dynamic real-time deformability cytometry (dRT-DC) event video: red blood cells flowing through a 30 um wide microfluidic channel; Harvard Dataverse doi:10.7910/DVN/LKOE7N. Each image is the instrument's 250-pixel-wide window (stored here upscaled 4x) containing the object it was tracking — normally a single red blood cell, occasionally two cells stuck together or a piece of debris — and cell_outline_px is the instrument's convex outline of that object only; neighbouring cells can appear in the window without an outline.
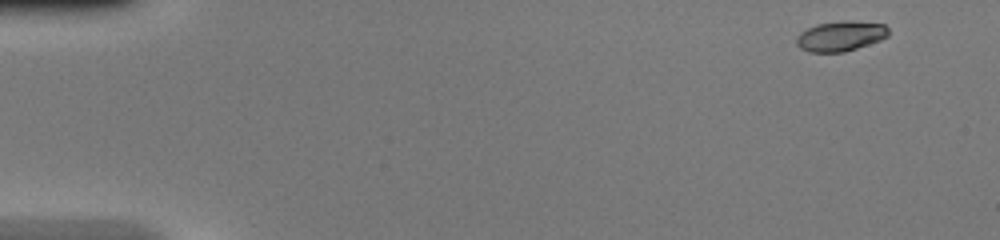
{"species": "common noctule bat (a hibernating species)", "species_latin": "Nyctalus noctula", "temperature_condition": "warm", "stored_images_in_passage": 37, "camera_frame_rate_fps": 3000, "um_per_image_px": 0.085, "animal": {"sex": "female", "body_mass_g": 20.0, "forearm_length_mm": 54.0}, "frame": {"image": 1, "passage_image": 1, "time_ms": 0.0, "image_size_px": [1000, 240], "cell_outline_px": [[888, 36], [880, 40], [844, 52], [808, 52], [800, 48], [796, 44], [796, 36], [800, 32], [816, 24], [844, 20], [852, 20], [884, 24], [888, 28]], "centroid_in_image_um": [71.43, 3.06], "position_along_channel_um": 13.6, "area_um2": 16.24}}
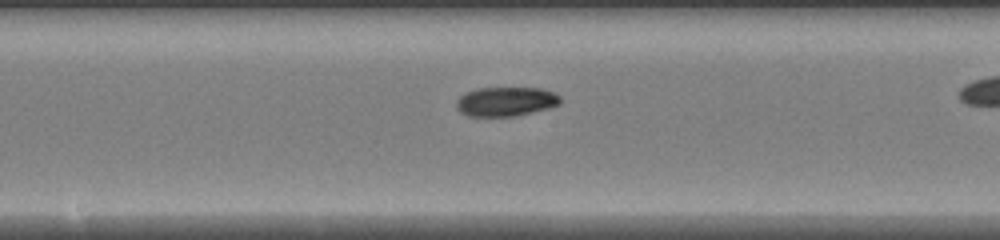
{"frame": {"image": 2, "passage_image": 24, "time_ms": 7.667, "image_size_px": [1000, 240], "cell_outline_px": [[560, 104], [548, 108], [516, 116], [468, 116], [460, 112], [456, 108], [456, 100], [460, 96], [476, 88], [544, 88], [560, 96]], "centroid_in_image_um": [42.98, 8.63], "position_along_channel_um": 205.2, "area_um2": 17.74}}
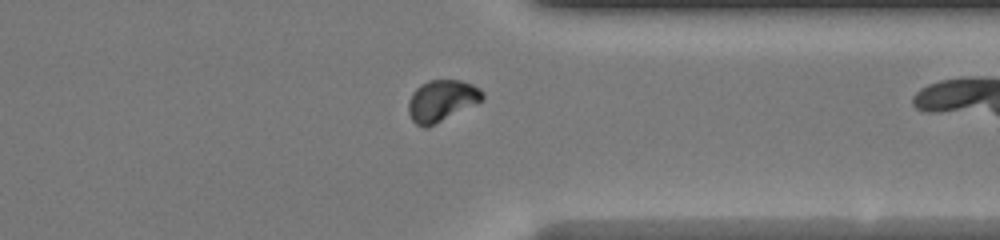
{"frame": {"image": 3, "passage_image": 36, "time_ms": 11.667, "image_size_px": [1000, 240], "cell_outline_px": [[484, 100], [476, 104], [424, 128], [416, 124], [412, 120], [408, 112], [408, 100], [412, 92], [420, 84], [428, 80], [460, 80], [472, 84], [480, 88], [484, 92]], "centroid_in_image_um": [37.54, 8.53], "position_along_channel_um": 373.9, "area_um2": 17.86}}